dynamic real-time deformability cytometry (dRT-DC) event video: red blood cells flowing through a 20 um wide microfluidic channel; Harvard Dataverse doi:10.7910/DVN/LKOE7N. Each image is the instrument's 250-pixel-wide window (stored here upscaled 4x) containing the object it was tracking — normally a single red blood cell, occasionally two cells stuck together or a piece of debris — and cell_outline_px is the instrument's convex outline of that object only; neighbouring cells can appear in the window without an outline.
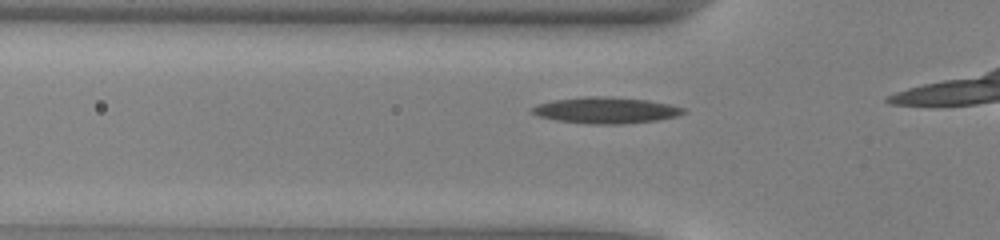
{"species": "common noctule bat (a hibernating species)", "species_latin": "Nyctalus noctula", "temperature_condition": "warm", "stored_images_in_passage": 9, "camera_frame_rate_fps": 3000, "um_per_image_px": 0.085, "animal": {"sex": "male", "body_mass_g": 13.0, "forearm_length_mm": 53.1}, "frame": {"image": 1, "passage_image": 4, "time_ms": 1.0, "image_size_px": [1000, 240], "cell_outline_px": [[688, 112], [676, 116], [656, 120], [620, 124], [592, 124], [556, 120], [540, 116], [532, 112], [532, 108], [536, 104], [552, 100], [584, 96], [600, 96], [648, 100], [668, 104], [684, 108]], "centroid_in_image_um": [51.49, 9.37], "position_along_channel_um": 74.3, "area_um2": 22.95}}
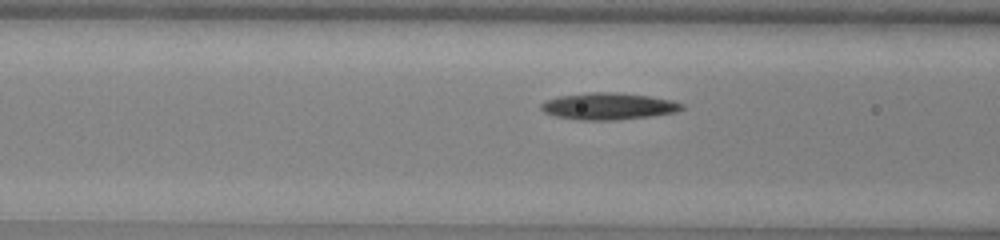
{"frame": {"image": 2, "passage_image": 7, "time_ms": 2.0, "image_size_px": [1000, 240], "cell_outline_px": [[684, 108], [676, 112], [648, 116], [616, 120], [580, 120], [556, 116], [544, 112], [540, 108], [540, 104], [544, 100], [560, 96], [588, 92], [616, 92], [648, 96], [672, 100], [684, 104]], "centroid_in_image_um": [51.69, 9.02], "position_along_channel_um": 114.9, "area_um2": 21.96}}